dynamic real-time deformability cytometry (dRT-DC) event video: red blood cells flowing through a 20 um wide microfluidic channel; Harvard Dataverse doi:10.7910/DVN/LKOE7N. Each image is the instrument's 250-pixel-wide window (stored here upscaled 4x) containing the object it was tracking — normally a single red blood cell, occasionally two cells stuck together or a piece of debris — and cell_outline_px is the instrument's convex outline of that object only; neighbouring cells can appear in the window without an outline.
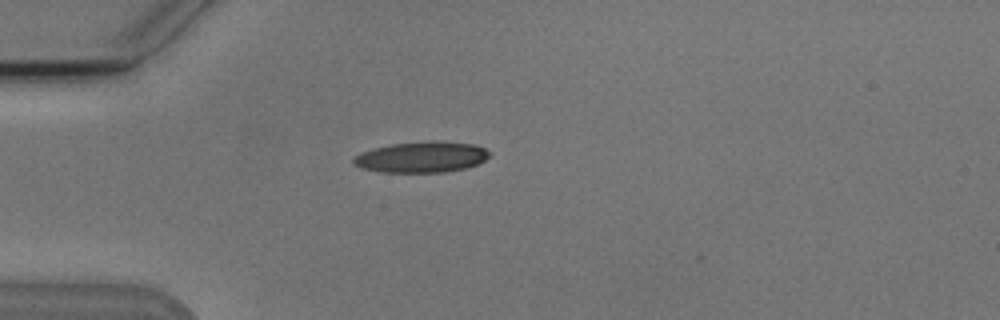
{"species": "Egyptian fruit bat (a non-hibernating species)", "species_latin": "Rousettus aegyptiacus", "temperature_condition": "cold", "stored_images_in_passage": 1, "camera_frame_rate_fps": 3000, "um_per_image_px": 0.085, "animal": {"sex": "male"}, "frame": {"image": 1, "passage_image": 1, "time_ms": 0.0, "image_size_px": [1000, 320], "cell_outline_px": [[488, 156], [484, 160], [476, 164], [464, 168], [444, 172], [384, 172], [364, 168], [352, 164], [352, 160], [360, 152], [372, 148], [388, 144], [432, 140], [444, 140], [476, 144], [484, 148], [488, 152]], "centroid_in_image_um": [35.81, 13.32], "position_along_channel_um": 49.2, "area_um2": 24.62}}